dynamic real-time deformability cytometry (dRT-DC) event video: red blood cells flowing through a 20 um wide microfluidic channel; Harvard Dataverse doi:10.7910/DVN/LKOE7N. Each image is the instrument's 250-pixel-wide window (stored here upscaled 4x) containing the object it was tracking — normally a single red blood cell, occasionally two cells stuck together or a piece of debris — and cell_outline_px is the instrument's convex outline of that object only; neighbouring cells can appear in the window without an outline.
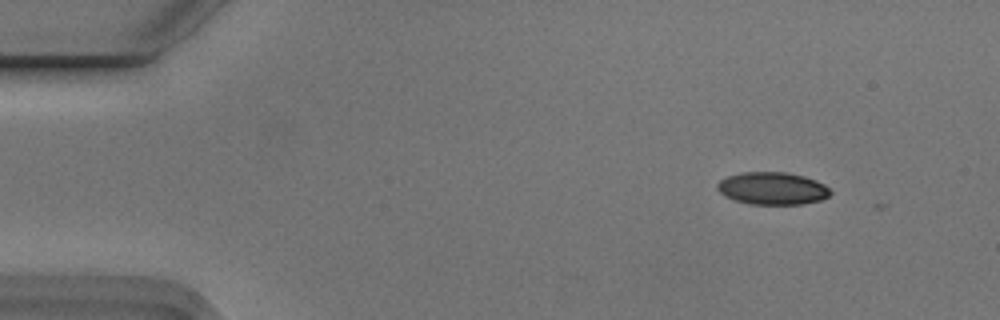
{"species": "Egyptian fruit bat (a non-hibernating species)", "species_latin": "Rousettus aegyptiacus", "temperature_condition": "cold", "stored_images_in_passage": 3, "camera_frame_rate_fps": 3000, "um_per_image_px": 0.085, "animal": {"sex": "male"}, "frame": {"image": 1, "passage_image": 2, "time_ms": 0.333, "image_size_px": [1000, 320], "cell_outline_px": [[832, 192], [828, 196], [820, 200], [800, 204], [748, 204], [724, 196], [716, 188], [716, 184], [720, 180], [728, 176], [740, 172], [784, 172], [804, 176], [816, 180], [824, 184]], "centroid_in_image_um": [65.63, 16.01], "position_along_channel_um": 19.4, "area_um2": 21.39}}